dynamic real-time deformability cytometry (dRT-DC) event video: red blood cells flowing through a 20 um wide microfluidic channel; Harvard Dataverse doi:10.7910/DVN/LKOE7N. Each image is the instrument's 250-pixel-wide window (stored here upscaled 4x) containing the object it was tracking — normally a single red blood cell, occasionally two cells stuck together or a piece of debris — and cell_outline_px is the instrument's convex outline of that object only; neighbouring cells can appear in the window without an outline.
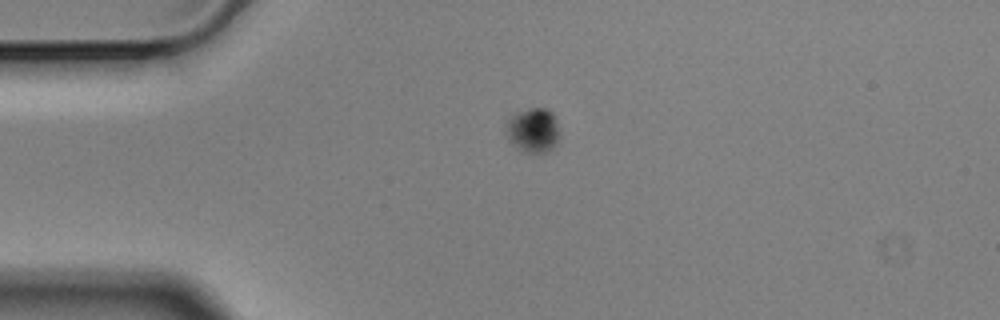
{"species": "Egyptian fruit bat (a non-hibernating species)", "species_latin": "Rousettus aegyptiacus", "temperature_condition": "cold", "stored_images_in_passage": 2, "camera_frame_rate_fps": 3000, "um_per_image_px": 0.085, "animal": {"sex": "male"}, "frame": {"image": 1, "passage_image": 2, "time_ms": 0.333, "image_size_px": [1000, 320], "cell_outline_px": [[560, 140], [548, 152], [520, 152], [508, 140], [508, 120], [516, 112], [528, 108], [548, 108], [552, 112], [556, 120], [560, 132]], "centroid_in_image_um": [45.36, 11.08], "position_along_channel_um": 39.6, "area_um2": 14.05}}